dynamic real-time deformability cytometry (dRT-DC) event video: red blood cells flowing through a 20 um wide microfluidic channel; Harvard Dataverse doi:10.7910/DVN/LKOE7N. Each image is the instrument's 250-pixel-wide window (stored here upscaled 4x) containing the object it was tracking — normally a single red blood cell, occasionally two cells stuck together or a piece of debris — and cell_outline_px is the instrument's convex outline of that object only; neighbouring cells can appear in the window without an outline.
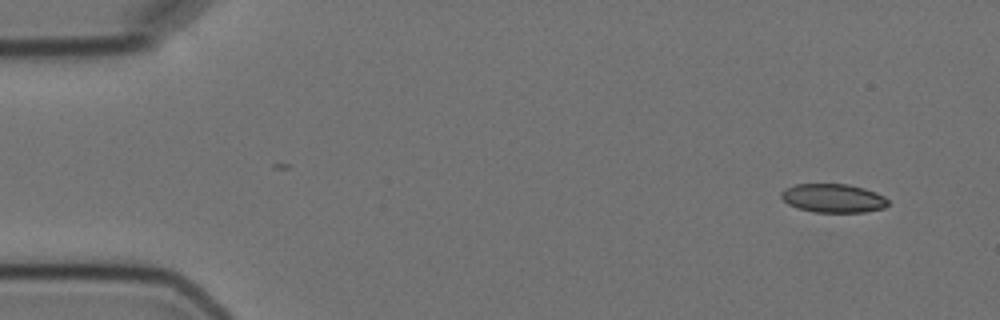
{"species": "Egyptian fruit bat (a non-hibernating species)", "species_latin": "Rousettus aegyptiacus", "temperature_condition": "cold", "stored_images_in_passage": 4, "camera_frame_rate_fps": 3000, "um_per_image_px": 0.085, "animal": {"sex": "female"}, "frame": {"image": 1, "passage_image": 1, "time_ms": 0.0, "image_size_px": [1000, 320], "cell_outline_px": [[888, 204], [884, 208], [864, 212], [812, 212], [788, 204], [780, 196], [780, 192], [784, 188], [796, 184], [848, 184], [864, 188], [876, 192], [884, 196], [888, 200]], "centroid_in_image_um": [70.82, 16.84], "position_along_channel_um": 14.2, "area_um2": 17.92}}
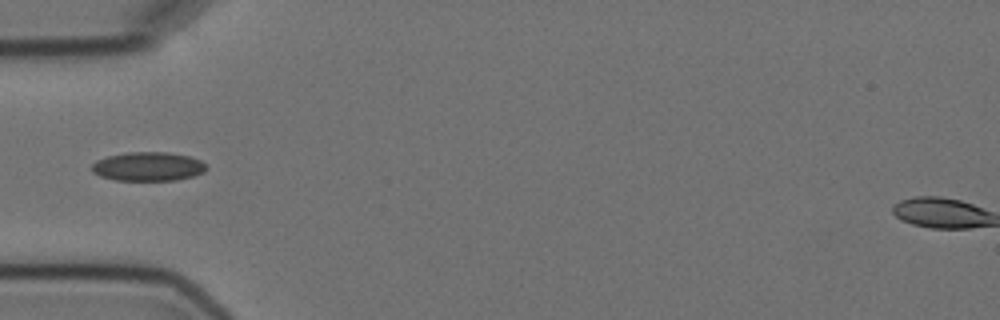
{"frame": {"image": 2, "passage_image": 4, "time_ms": 4.667, "image_size_px": [1000, 320], "cell_outline_px": [[208, 168], [204, 172], [192, 176], [176, 180], [116, 180], [100, 176], [92, 172], [92, 164], [96, 160], [108, 156], [128, 152], [168, 152], [188, 156], [200, 160]], "centroid_in_image_um": [12.58, 14.15], "position_along_channel_um": 72.4, "area_um2": 19.25}}